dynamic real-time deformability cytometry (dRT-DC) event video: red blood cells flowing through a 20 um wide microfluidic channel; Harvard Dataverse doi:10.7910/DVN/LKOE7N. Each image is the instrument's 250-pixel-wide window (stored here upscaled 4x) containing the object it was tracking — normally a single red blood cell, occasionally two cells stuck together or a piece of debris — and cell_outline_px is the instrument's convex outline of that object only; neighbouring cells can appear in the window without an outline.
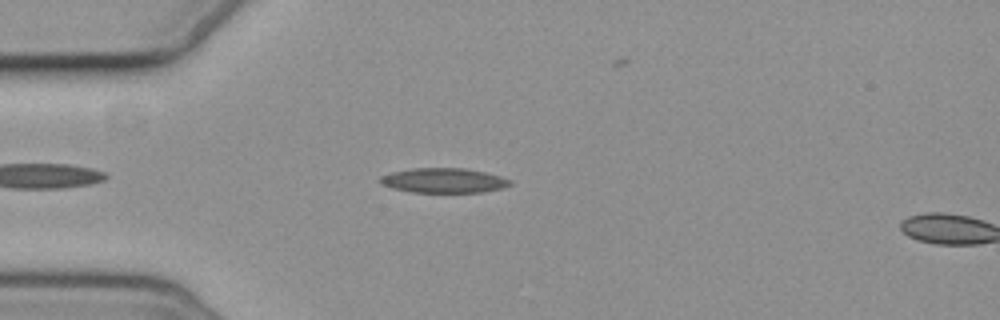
{"species": "common noctule bat (a hibernating species)", "species_latin": "Nyctalus noctula", "temperature_condition": "cold", "stored_images_in_passage": 5, "camera_frame_rate_fps": 3000, "um_per_image_px": 0.085, "animal": {"sex": "female", "body_mass_g": 19.3, "forearm_length_mm": 54.1}, "frame": {"image": 1, "passage_image": 4, "time_ms": 3.667, "image_size_px": [1000, 320], "cell_outline_px": [[512, 184], [500, 188], [480, 192], [412, 192], [392, 188], [380, 184], [376, 180], [380, 176], [392, 172], [412, 168], [468, 168], [500, 176], [512, 180]], "centroid_in_image_um": [37.66, 15.33], "position_along_channel_um": 47.3, "area_um2": 18.79}}